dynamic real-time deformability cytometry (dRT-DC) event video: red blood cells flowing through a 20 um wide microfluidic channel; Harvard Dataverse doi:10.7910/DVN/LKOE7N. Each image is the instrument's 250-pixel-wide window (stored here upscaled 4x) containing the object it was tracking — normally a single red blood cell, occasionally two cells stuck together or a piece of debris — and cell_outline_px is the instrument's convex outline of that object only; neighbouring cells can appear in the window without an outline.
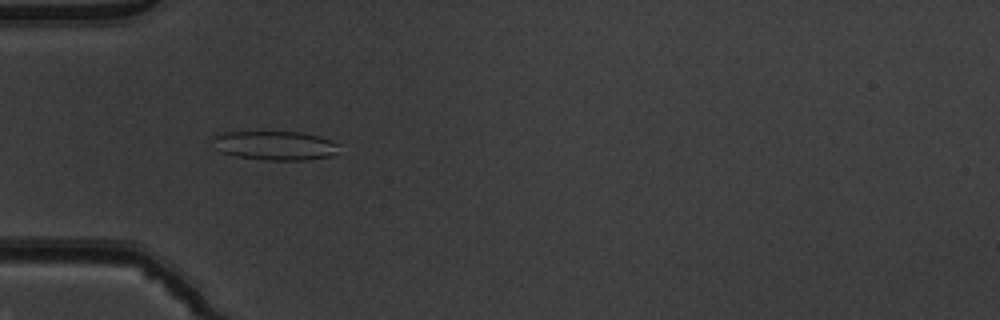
{"species": "common noctule bat (a hibernating species)", "species_latin": "Nyctalus noctula", "temperature_condition": "warm", "stored_images_in_passage": 52, "camera_frame_rate_fps": 3000, "um_per_image_px": 0.085, "animal": {"sex": "male", "body_mass_g": 19.5, "forearm_length_mm": 54.6}, "frame": {"image": 1, "passage_image": 17, "time_ms": 5.333, "image_size_px": [1000, 320], "cell_outline_px": [[340, 144], [336, 152], [332, 156], [304, 160], [264, 160], [236, 156], [220, 152], [212, 148], [212, 136], [224, 132], [300, 132], [320, 136], [332, 140]], "centroid_in_image_um": [23.34, 12.37], "position_along_channel_um": 61.7, "area_um2": 21.73}}
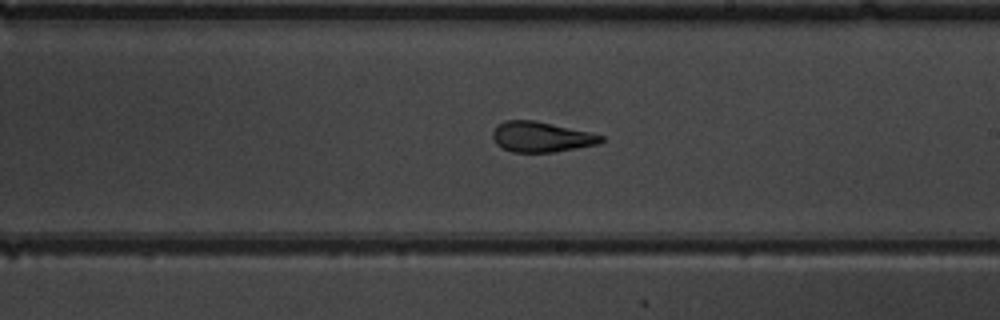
{"frame": {"image": 2, "passage_image": 31, "time_ms": 10.0, "image_size_px": [1000, 320], "cell_outline_px": [[604, 140], [600, 144], [556, 152], [512, 152], [496, 144], [492, 136], [492, 132], [504, 120], [532, 120], [588, 132], [604, 136]], "centroid_in_image_um": [46.02, 11.65], "position_along_channel_um": 243.0, "area_um2": 18.96}}
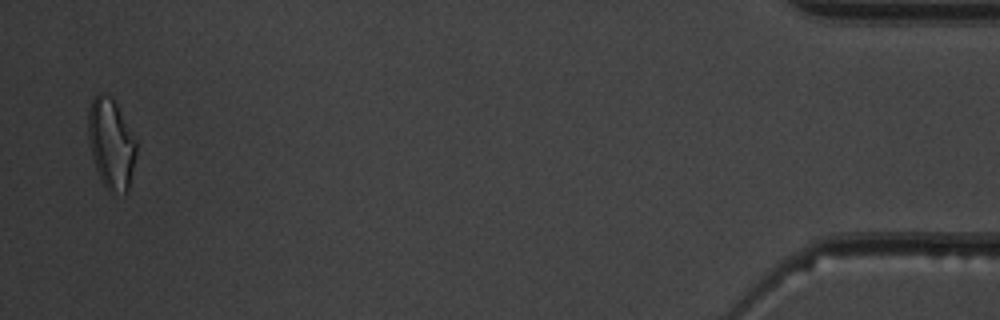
{"frame": {"image": 3, "passage_image": 51, "time_ms": 16.667, "image_size_px": [1000, 320], "cell_outline_px": [[136, 156], [128, 192], [124, 196], [108, 192], [92, 160], [88, 136], [88, 108], [92, 96], [100, 92], [104, 92], [112, 96], [136, 140]], "centroid_in_image_um": [9.44, 12.22], "position_along_channel_um": 425.8, "area_um2": 25.78}, "authors_computed_cell_mechanics": {"area_um2": 20.7213, "velocity_mm_per_s": 3.963, "shape_relaxation_time_tau1_ms": 7.1724, "shape_relaxation_time_tau2_ms": 1.1683, "deformation_change_tau1": 0.2376, "deformation_change_tau2": 0.1031}}